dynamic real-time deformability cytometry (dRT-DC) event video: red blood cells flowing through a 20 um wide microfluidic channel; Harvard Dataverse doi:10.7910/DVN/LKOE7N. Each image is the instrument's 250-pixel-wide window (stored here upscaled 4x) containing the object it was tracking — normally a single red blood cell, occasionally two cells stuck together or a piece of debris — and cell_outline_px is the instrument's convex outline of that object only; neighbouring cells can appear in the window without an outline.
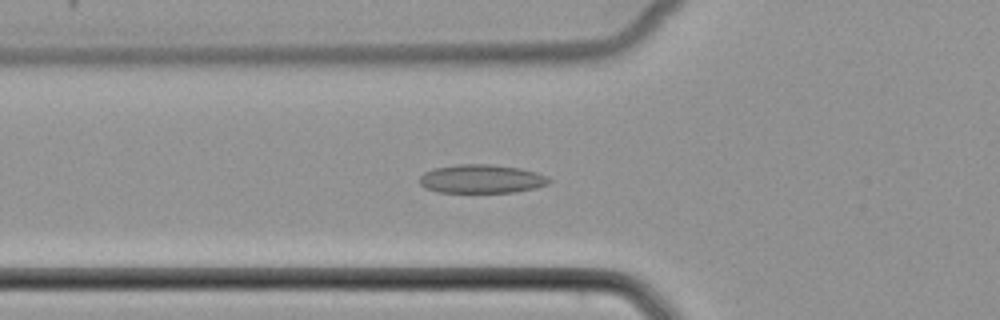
{"species": "common noctule bat (a hibernating species)", "species_latin": "Nyctalus noctula", "temperature_condition": "cold", "stored_images_in_passage": 42, "camera_frame_rate_fps": 3000, "um_per_image_px": 0.085, "animal": {"sex": "female", "body_mass_g": 22.7, "forearm_length_mm": 54.2}, "frame": {"image": 1, "passage_image": 20, "time_ms": 6.333, "image_size_px": [1000, 320], "cell_outline_px": [[552, 180], [548, 184], [536, 188], [516, 192], [436, 192], [424, 188], [420, 184], [420, 176], [424, 172], [432, 168], [456, 164], [492, 164], [520, 168], [536, 172], [548, 176]], "centroid_in_image_um": [40.93, 15.2], "position_along_channel_um": 84.9, "area_um2": 21.91}}
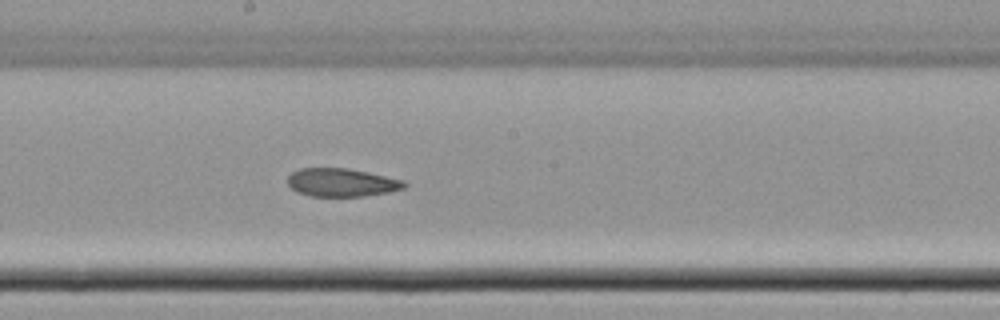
{"frame": {"image": 2, "passage_image": 30, "time_ms": 9.667, "image_size_px": [1000, 320], "cell_outline_px": [[408, 184], [404, 188], [388, 192], [364, 196], [312, 196], [296, 192], [288, 184], [288, 176], [292, 172], [300, 168], [348, 168], [368, 172], [404, 180]], "centroid_in_image_um": [29.04, 15.51], "position_along_channel_um": 219.2, "area_um2": 19.19}}
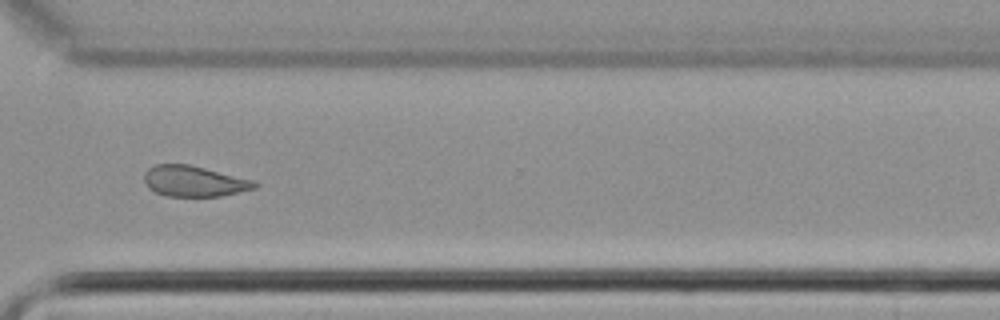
{"frame": {"image": 3, "passage_image": 40, "time_ms": 13.0, "image_size_px": [1000, 320], "cell_outline_px": [[260, 184], [256, 188], [220, 196], [168, 196], [156, 192], [148, 188], [144, 180], [144, 172], [148, 168], [156, 164], [188, 164], [256, 180]], "centroid_in_image_um": [16.52, 15.39], "position_along_channel_um": 354.1, "area_um2": 19.88}}